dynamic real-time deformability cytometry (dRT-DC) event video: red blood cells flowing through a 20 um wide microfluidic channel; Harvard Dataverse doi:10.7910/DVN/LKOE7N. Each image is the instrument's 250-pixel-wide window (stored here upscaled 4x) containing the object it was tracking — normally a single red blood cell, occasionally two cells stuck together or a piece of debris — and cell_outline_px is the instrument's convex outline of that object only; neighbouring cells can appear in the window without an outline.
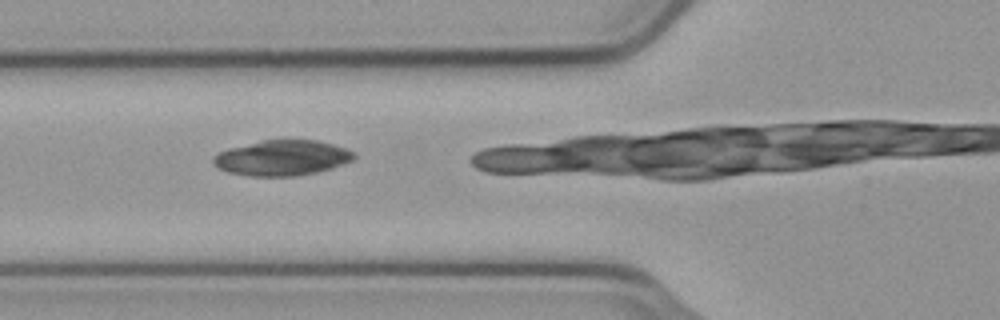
{"species": "common noctule bat (a hibernating species)", "species_latin": "Nyctalus noctula", "temperature_condition": "cold", "stored_images_in_passage": 31, "camera_frame_rate_fps": 3000, "um_per_image_px": 0.085, "animal": {"sex": "male", "body_mass_g": 23.1, "forearm_length_mm": 52.7}, "frame": {"image": 1, "passage_image": 7, "time_ms": 2.0, "image_size_px": [1000, 320], "cell_outline_px": [[356, 156], [352, 160], [332, 168], [316, 172], [296, 176], [248, 176], [228, 172], [216, 168], [212, 164], [212, 160], [220, 152], [228, 148], [264, 140], [316, 140], [332, 144], [344, 148], [352, 152]], "centroid_in_image_um": [23.94, 13.43], "position_along_channel_um": 101.9, "area_um2": 28.84}}
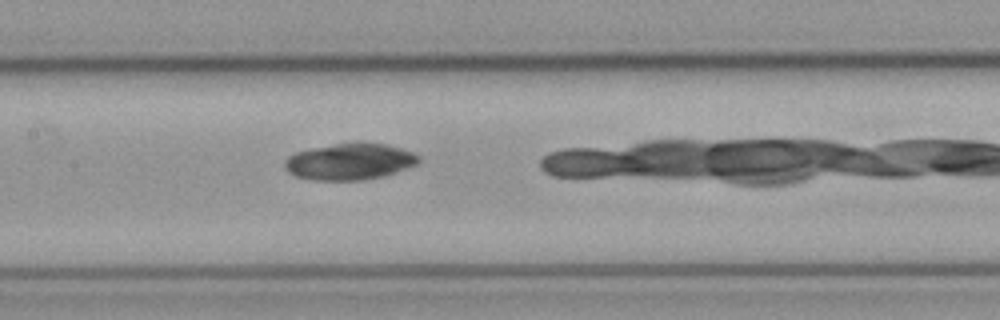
{"frame": {"image": 2, "passage_image": 13, "time_ms": 4.0, "image_size_px": [1000, 320], "cell_outline_px": [[420, 160], [416, 164], [396, 172], [384, 176], [364, 180], [312, 180], [296, 176], [288, 172], [284, 168], [284, 160], [288, 156], [296, 152], [312, 148], [356, 140], [388, 144], [412, 152], [420, 156]], "centroid_in_image_um": [29.72, 13.71], "position_along_channel_um": 177.7, "area_um2": 28.96}}
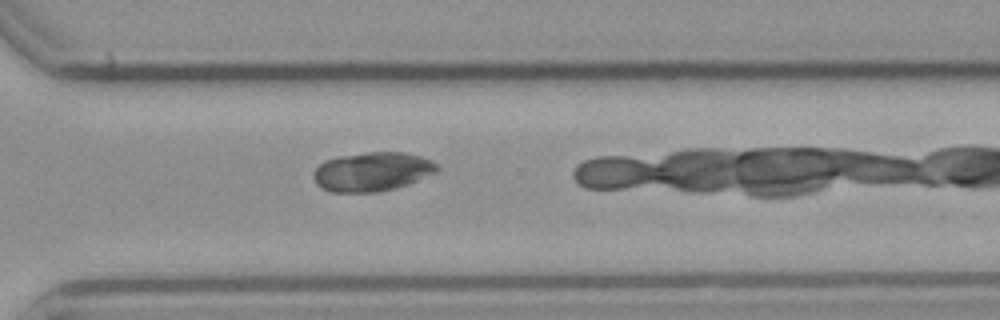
{"frame": {"image": 3, "passage_image": 26, "time_ms": 8.333, "image_size_px": [1000, 320], "cell_outline_px": [[440, 168], [436, 172], [408, 184], [380, 192], [332, 192], [316, 184], [312, 176], [316, 168], [324, 160], [340, 156], [368, 152], [404, 152], [420, 156], [436, 164]], "centroid_in_image_um": [31.62, 14.59], "position_along_channel_um": 339.0, "area_um2": 27.98}}